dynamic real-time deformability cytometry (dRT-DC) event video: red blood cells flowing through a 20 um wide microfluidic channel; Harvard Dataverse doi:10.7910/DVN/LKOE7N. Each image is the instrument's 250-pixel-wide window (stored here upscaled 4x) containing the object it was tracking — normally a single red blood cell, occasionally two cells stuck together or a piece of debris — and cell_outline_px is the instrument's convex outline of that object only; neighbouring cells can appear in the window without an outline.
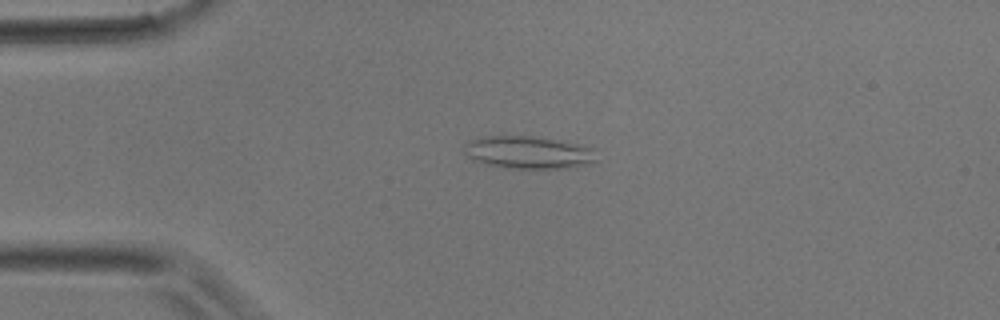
{"species": "common noctule bat (a hibernating species)", "species_latin": "Nyctalus noctula", "temperature_condition": "room temperature", "stored_images_in_passage": 3, "camera_frame_rate_fps": 3000, "um_per_image_px": 0.085, "animal": {"sex": "male", "body_mass_g": 17.9}, "frame": {"image": 1, "passage_image": 1, "time_ms": 0.0, "image_size_px": [1000, 320], "cell_outline_px": [[596, 160], [588, 164], [568, 168], [512, 168], [488, 164], [472, 160], [464, 152], [464, 144], [468, 140], [476, 136], [508, 132], [560, 140], [596, 148]], "centroid_in_image_um": [44.85, 12.89], "position_along_channel_um": 40.2, "area_um2": 26.24}}